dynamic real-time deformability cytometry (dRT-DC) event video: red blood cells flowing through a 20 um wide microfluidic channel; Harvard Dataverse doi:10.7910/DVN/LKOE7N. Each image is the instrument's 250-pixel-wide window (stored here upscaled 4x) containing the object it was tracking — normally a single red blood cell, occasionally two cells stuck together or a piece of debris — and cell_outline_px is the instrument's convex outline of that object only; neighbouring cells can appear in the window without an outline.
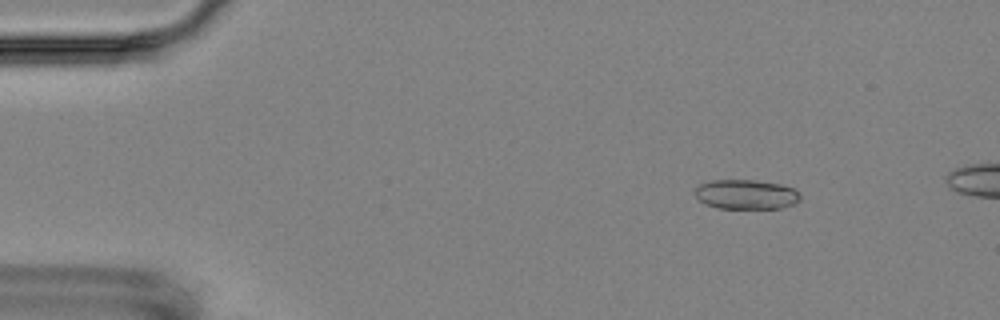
{"species": "Egyptian fruit bat (a non-hibernating species)", "species_latin": "Rousettus aegyptiacus", "temperature_condition": "room temperature", "stored_images_in_passage": 5, "camera_frame_rate_fps": 3000, "um_per_image_px": 0.085, "animal": {"sex": "female"}, "frame": {"image": 1, "passage_image": 2, "time_ms": 1.0, "image_size_px": [1000, 320], "cell_outline_px": [[800, 200], [796, 204], [780, 208], [720, 208], [708, 204], [700, 200], [696, 196], [696, 188], [700, 184], [712, 180], [756, 180], [780, 184], [792, 188], [800, 196]], "centroid_in_image_um": [63.45, 16.52], "position_along_channel_um": 21.6, "area_um2": 17.92}}